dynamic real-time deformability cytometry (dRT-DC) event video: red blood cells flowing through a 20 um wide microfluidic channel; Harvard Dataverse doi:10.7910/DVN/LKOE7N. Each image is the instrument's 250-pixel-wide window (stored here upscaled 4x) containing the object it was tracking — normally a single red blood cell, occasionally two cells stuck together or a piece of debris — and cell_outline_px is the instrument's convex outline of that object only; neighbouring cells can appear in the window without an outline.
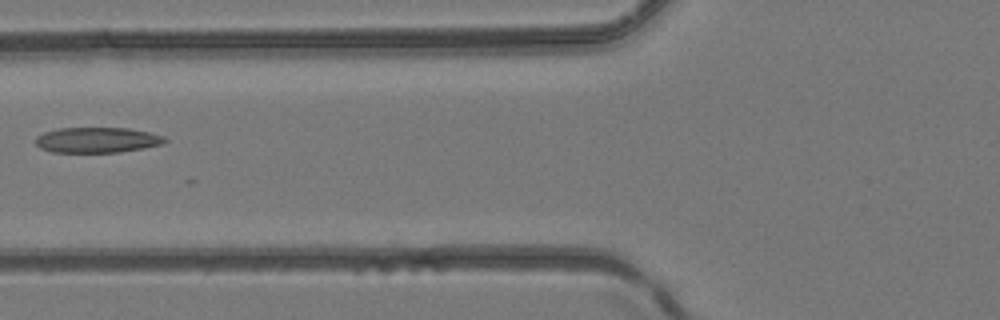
{"species": "common noctule bat (a hibernating species)", "species_latin": "Nyctalus noctula", "temperature_condition": "room temperature", "stored_images_in_passage": 2, "camera_frame_rate_fps": 3000, "um_per_image_px": 0.085, "animal": {"sex": "female", "body_mass_g": 24.6, "forearm_length_mm": 56.2}, "frame": {"image": 1, "passage_image": 2, "time_ms": 0.333, "image_size_px": [1000, 320], "cell_outline_px": [[168, 140], [160, 144], [144, 148], [116, 152], [52, 152], [40, 148], [36, 144], [36, 136], [44, 132], [60, 128], [128, 128], [148, 132], [164, 136]], "centroid_in_image_um": [8.23, 11.9], "position_along_channel_um": 117.6, "area_um2": 19.02}}